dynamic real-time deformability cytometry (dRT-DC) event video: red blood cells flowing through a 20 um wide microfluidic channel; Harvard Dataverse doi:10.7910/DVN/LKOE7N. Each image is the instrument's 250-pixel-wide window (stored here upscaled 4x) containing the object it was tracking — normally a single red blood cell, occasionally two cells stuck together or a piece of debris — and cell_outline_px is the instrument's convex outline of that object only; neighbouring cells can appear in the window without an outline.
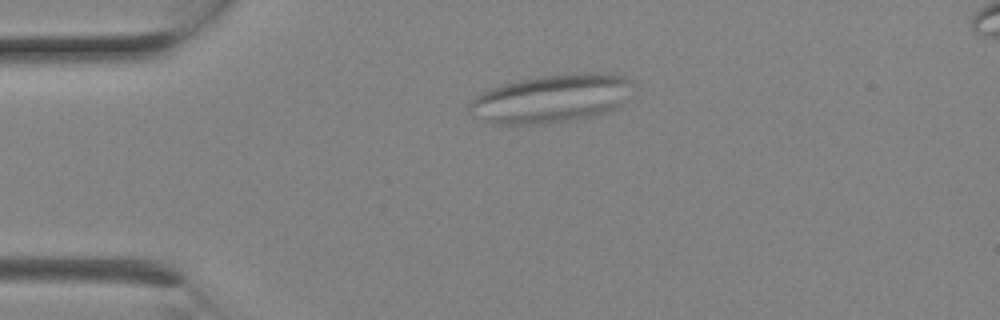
{"species": "Egyptian fruit bat (a non-hibernating species)", "species_latin": "Rousettus aegyptiacus", "temperature_condition": "room temperature", "stored_images_in_passage": 6, "camera_frame_rate_fps": 3000, "um_per_image_px": 0.085, "animal": {"sex": "female"}, "frame": {"image": 1, "passage_image": 3, "time_ms": 0.667, "image_size_px": [1000, 320], "cell_outline_px": [[636, 84], [620, 108], [596, 116], [548, 124], [488, 124], [472, 116], [468, 112], [468, 100], [480, 92], [504, 84], [520, 80], [540, 76], [588, 72], [596, 72], [624, 76], [632, 80]], "centroid_in_image_um": [46.87, 8.4], "position_along_channel_um": 38.1, "area_um2": 47.05}}
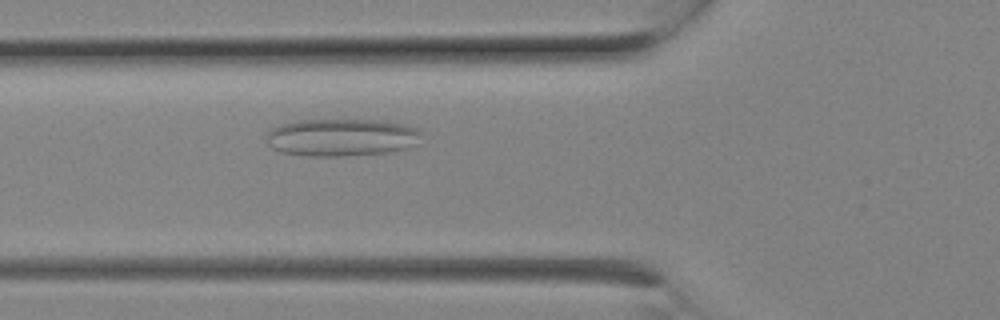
{"frame": {"image": 2, "passage_image": 6, "time_ms": 1.667, "image_size_px": [1000, 320], "cell_outline_px": [[420, 132], [412, 144], [404, 148], [388, 152], [344, 156], [304, 156], [280, 152], [272, 148], [268, 144], [268, 132], [272, 128], [284, 124], [300, 120], [384, 120], [404, 124], [416, 128]], "centroid_in_image_um": [28.97, 11.68], "position_along_channel_um": 96.8, "area_um2": 33.47}}